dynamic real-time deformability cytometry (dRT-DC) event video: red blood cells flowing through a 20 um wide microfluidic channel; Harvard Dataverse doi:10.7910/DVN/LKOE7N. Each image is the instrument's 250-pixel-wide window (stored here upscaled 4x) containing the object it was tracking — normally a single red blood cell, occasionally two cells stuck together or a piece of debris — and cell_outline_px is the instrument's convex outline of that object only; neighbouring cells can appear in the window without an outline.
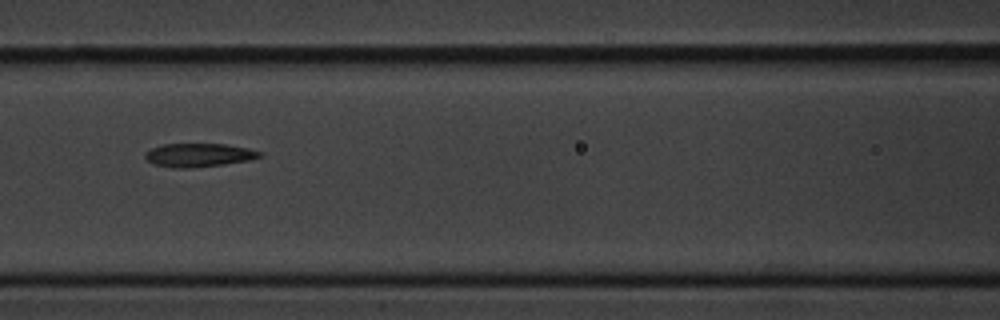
{"species": "common noctule bat (a hibernating species)", "species_latin": "Nyctalus noctula", "temperature_condition": "cold", "stored_images_in_passage": 10, "camera_frame_rate_fps": 3000, "um_per_image_px": 0.085, "animal": {"sex": "male", "body_mass_g": 20.1, "forearm_length_mm": 53.5}, "frame": {"image": 1, "passage_image": 7, "time_ms": 7.667, "image_size_px": [1000, 320], "cell_outline_px": [[264, 156], [248, 160], [224, 164], [188, 168], [172, 168], [152, 164], [144, 156], [144, 152], [160, 144], [224, 144], [248, 148], [260, 152]], "centroid_in_image_um": [16.85, 13.18], "position_along_channel_um": 149.8, "area_um2": 15.72}}
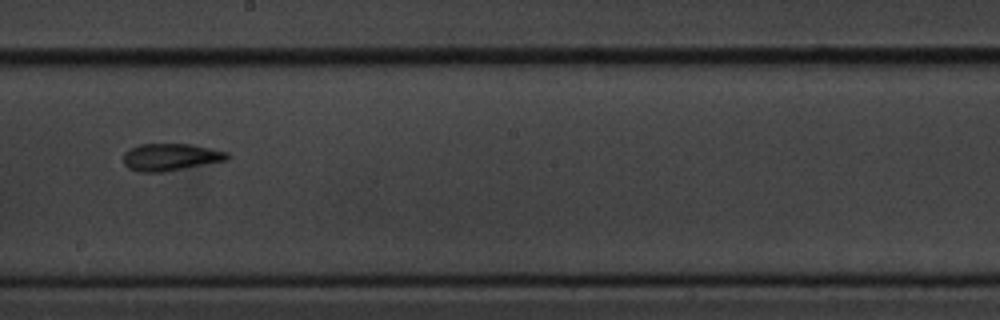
{"frame": {"image": 2, "passage_image": 9, "time_ms": 10.0, "image_size_px": [1000, 320], "cell_outline_px": [[232, 156], [228, 160], [160, 172], [140, 172], [128, 168], [124, 164], [124, 152], [140, 144], [192, 144], [228, 152]], "centroid_in_image_um": [14.52, 13.34], "position_along_channel_um": 233.7, "area_um2": 16.36}}
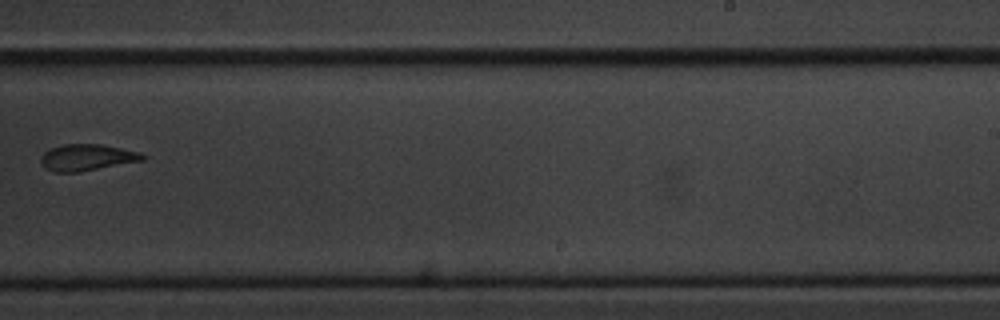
{"frame": {"image": 3, "passage_image": 10, "time_ms": 11.333, "image_size_px": [1000, 320], "cell_outline_px": [[148, 156], [144, 160], [80, 172], [56, 172], [44, 168], [40, 160], [40, 156], [44, 152], [52, 148], [64, 144], [100, 144], [140, 152]], "centroid_in_image_um": [7.4, 13.39], "position_along_channel_um": 281.6, "area_um2": 15.72}}